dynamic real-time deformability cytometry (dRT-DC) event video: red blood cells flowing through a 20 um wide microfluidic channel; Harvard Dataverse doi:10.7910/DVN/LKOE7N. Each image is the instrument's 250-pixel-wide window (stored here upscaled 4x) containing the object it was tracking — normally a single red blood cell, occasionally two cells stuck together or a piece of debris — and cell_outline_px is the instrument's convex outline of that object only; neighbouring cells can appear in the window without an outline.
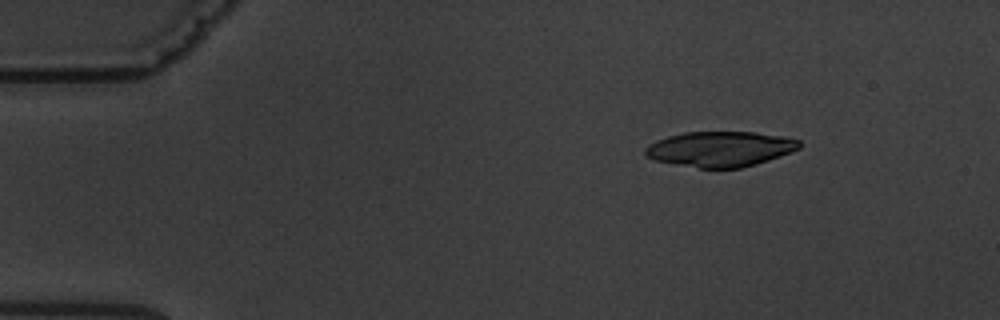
{"species": "common noctule bat (a hibernating species)", "species_latin": "Nyctalus noctula", "temperature_condition": "warm", "stored_images_in_passage": 4, "camera_frame_rate_fps": 3000, "um_per_image_px": 0.085, "animal": {"sex": "male", "body_mass_g": 19.5, "forearm_length_mm": 54.6}, "frame": {"image": 1, "passage_image": 2, "time_ms": 1.0, "image_size_px": [1000, 320], "cell_outline_px": [[800, 148], [780, 156], [756, 164], [740, 168], [700, 168], [656, 160], [648, 156], [644, 152], [644, 148], [648, 144], [656, 140], [668, 136], [684, 132], [756, 132], [784, 136], [800, 140]], "centroid_in_image_um": [61.23, 12.65], "position_along_channel_um": 23.8, "area_um2": 31.56}}